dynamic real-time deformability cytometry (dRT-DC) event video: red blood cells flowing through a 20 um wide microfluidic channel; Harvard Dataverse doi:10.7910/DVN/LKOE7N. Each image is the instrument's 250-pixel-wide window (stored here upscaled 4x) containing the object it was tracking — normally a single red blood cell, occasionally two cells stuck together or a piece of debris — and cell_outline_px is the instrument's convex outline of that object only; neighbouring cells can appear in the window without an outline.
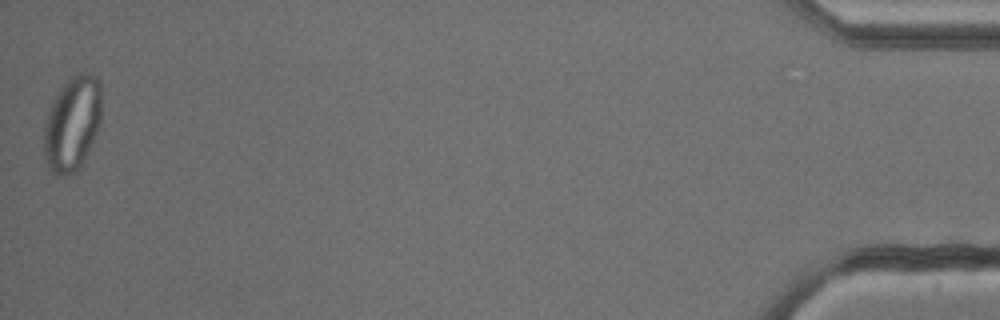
{"species": "common noctule bat (a hibernating species)", "species_latin": "Nyctalus noctula", "temperature_condition": "cold", "stored_images_in_passage": 41, "camera_frame_rate_fps": 3000, "um_per_image_px": 0.085, "animal": {"sex": "male", "body_mass_g": 13.3}, "frame": {"image": 1, "passage_image": 41, "time_ms": 13.333, "image_size_px": [1000, 320], "cell_outline_px": [[100, 120], [96, 132], [80, 164], [72, 172], [60, 176], [52, 172], [48, 168], [44, 156], [44, 124], [48, 112], [56, 96], [64, 84], [76, 72], [88, 72], [96, 76], [100, 80]], "centroid_in_image_um": [6.12, 10.45], "position_along_channel_um": 429.1, "area_um2": 31.04}, "authors_computed_cell_mechanics": {"area_um2": 25.6632, "velocity_mm_per_s": 3.8056, "shape_relaxation_time_tau1_ms": null, "shape_relaxation_time_tau2_ms": 1.383, "deformation_change_tau1": null, "deformation_change_tau2": 0.0506}}